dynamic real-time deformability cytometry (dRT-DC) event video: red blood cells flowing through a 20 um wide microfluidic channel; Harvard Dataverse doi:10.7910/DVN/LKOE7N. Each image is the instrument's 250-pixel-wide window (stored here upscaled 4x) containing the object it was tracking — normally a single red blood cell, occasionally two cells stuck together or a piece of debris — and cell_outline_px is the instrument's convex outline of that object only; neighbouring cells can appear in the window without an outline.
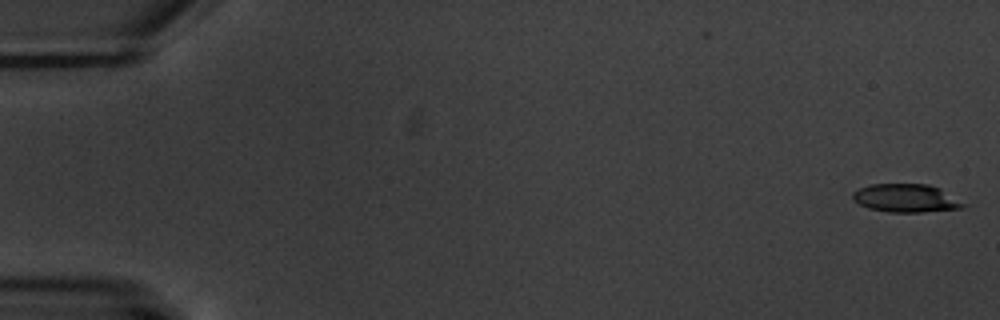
{"species": "common noctule bat (a hibernating species)", "species_latin": "Nyctalus noctula", "temperature_condition": "warm", "stored_images_in_passage": 4, "camera_frame_rate_fps": 3000, "um_per_image_px": 0.085, "animal": {"sex": "male", "body_mass_g": 20.1, "forearm_length_mm": 53.5}, "frame": {"image": 1, "passage_image": 1, "time_ms": 0.0, "image_size_px": [1000, 320], "cell_outline_px": [[968, 204], [964, 208], [920, 212], [888, 212], [868, 208], [852, 200], [852, 192], [860, 188], [872, 184], [928, 184], [940, 188]], "centroid_in_image_um": [77.03, 16.84], "position_along_channel_um": 8.0, "area_um2": 18.32}}
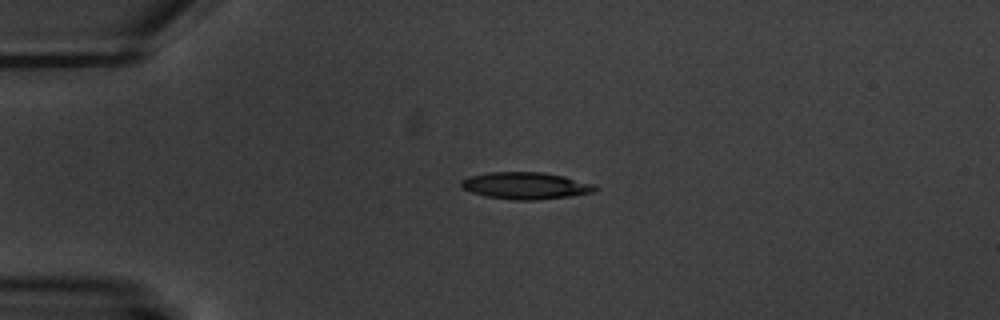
{"frame": {"image": 2, "passage_image": 4, "time_ms": 4.333, "image_size_px": [1000, 320], "cell_outline_px": [[600, 188], [592, 192], [572, 196], [536, 200], [516, 200], [484, 196], [472, 192], [464, 188], [460, 184], [460, 180], [468, 176], [488, 172], [540, 172], [564, 176], [596, 184]], "centroid_in_image_um": [44.7, 15.78], "position_along_channel_um": 40.3, "area_um2": 21.15}}